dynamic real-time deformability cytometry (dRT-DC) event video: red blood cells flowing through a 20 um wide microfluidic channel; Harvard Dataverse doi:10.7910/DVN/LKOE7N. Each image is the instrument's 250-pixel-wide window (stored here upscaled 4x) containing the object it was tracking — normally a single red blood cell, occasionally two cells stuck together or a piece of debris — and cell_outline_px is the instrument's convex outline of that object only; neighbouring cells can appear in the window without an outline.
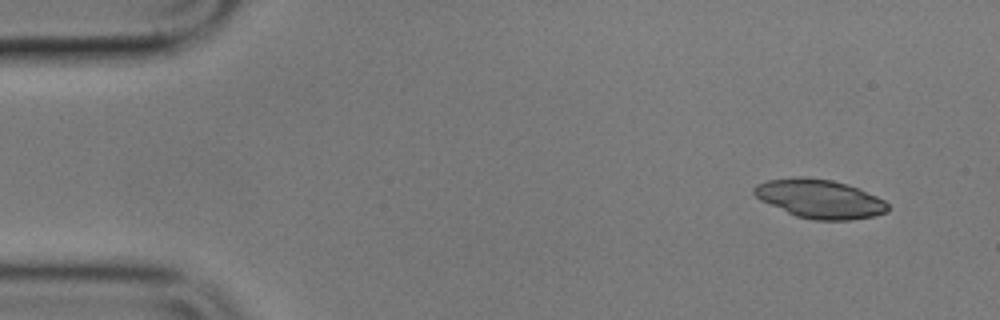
{"species": "common noctule bat (a hibernating species)", "species_latin": "Nyctalus noctula", "temperature_condition": "cold", "stored_images_in_passage": 4, "camera_frame_rate_fps": 3000, "um_per_image_px": 0.085, "animal": {"sex": "male", "body_mass_g": 17.9}, "frame": {"image": 1, "passage_image": 1, "time_ms": 0.0, "image_size_px": [1000, 320], "cell_outline_px": [[888, 212], [876, 216], [852, 220], [812, 220], [796, 216], [760, 200], [752, 192], [752, 188], [756, 184], [768, 180], [796, 176], [804, 176], [832, 180], [848, 184], [860, 188], [884, 200], [888, 204]], "centroid_in_image_um": [69.68, 16.89], "position_along_channel_um": 15.3, "area_um2": 30.58}}